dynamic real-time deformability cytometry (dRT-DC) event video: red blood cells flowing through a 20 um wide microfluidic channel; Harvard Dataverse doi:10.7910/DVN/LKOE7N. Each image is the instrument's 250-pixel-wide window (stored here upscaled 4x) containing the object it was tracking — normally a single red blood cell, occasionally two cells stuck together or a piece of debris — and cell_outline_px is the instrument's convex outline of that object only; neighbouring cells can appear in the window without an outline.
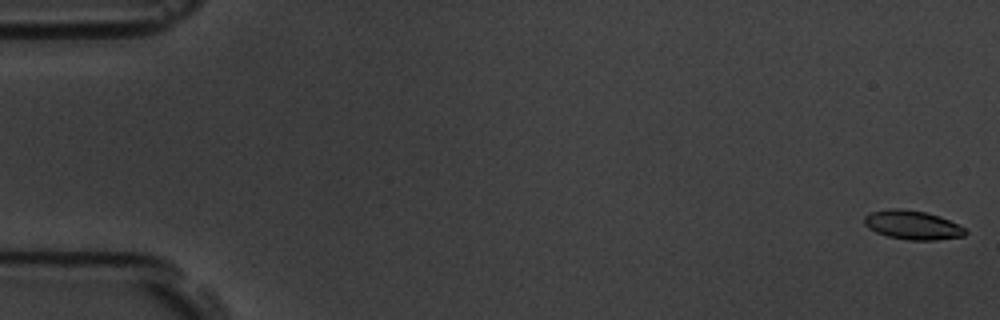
{"species": "common noctule bat (a hibernating species)", "species_latin": "Nyctalus noctula", "temperature_condition": "room temperature", "stored_images_in_passage": 57, "camera_frame_rate_fps": 3000, "um_per_image_px": 0.085, "animal": {"sex": "male", "body_mass_g": 19.5, "forearm_length_mm": 54.6}, "frame": {"image": 1, "passage_image": 1, "time_ms": 0.0, "image_size_px": [1000, 320], "cell_outline_px": [[968, 232], [964, 236], [936, 240], [908, 240], [888, 236], [876, 232], [868, 228], [864, 224], [864, 216], [872, 212], [892, 208], [900, 208], [924, 212], [940, 216], [964, 228]], "centroid_in_image_um": [77.55, 19.13], "position_along_channel_um": 7.5, "area_um2": 16.94}}
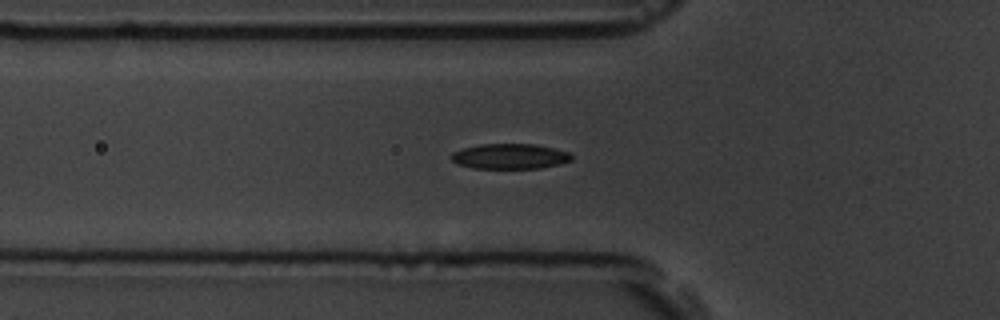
{"frame": {"image": 2, "passage_image": 20, "time_ms": 6.333, "image_size_px": [1000, 320], "cell_outline_px": [[572, 160], [560, 164], [540, 168], [472, 168], [456, 164], [448, 156], [452, 152], [464, 148], [480, 144], [536, 144], [568, 152], [572, 156]], "centroid_in_image_um": [43.3, 13.29], "position_along_channel_um": 82.5, "area_um2": 17.74}}
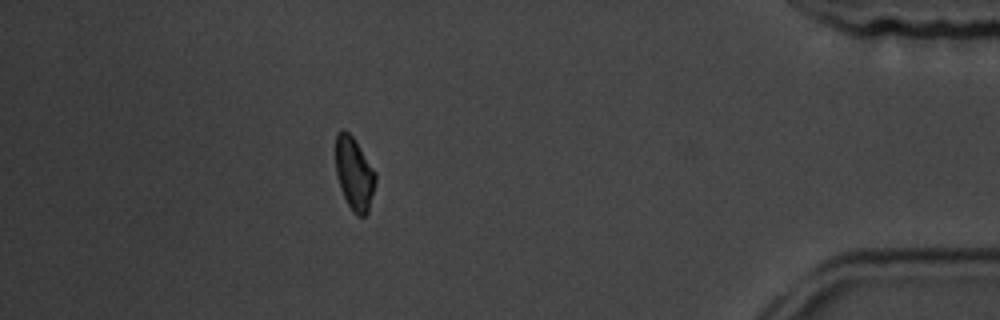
{"frame": {"image": 3, "passage_image": 51, "time_ms": 16.667, "image_size_px": [1000, 320], "cell_outline_px": [[376, 180], [368, 212], [364, 216], [356, 216], [352, 212], [340, 188], [336, 176], [336, 132], [340, 128], [344, 128], [352, 136], [376, 172]], "centroid_in_image_um": [30.1, 14.75], "position_along_channel_um": 405.1, "area_um2": 16.99}, "authors_computed_cell_mechanics": {"area_um2": 17.34, "velocity_mm_per_s": 3.5834, "shape_relaxation_time_tau1_ms": 2.6078, "shape_relaxation_time_tau2_ms": 4.3431, "deformation_change_tau1": 0.1021, "deformation_change_tau2": 0.0857}}